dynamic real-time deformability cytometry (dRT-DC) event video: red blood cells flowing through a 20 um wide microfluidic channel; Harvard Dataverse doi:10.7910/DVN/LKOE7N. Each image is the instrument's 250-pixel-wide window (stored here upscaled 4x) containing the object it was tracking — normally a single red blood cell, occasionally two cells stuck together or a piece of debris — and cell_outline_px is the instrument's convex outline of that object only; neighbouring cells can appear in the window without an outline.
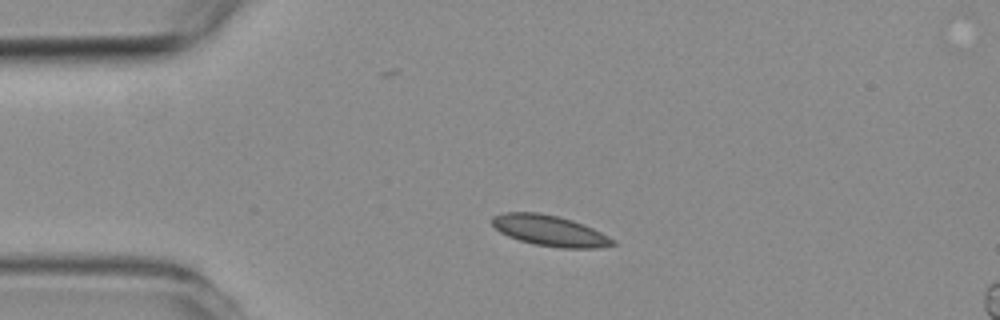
{"species": "common noctule bat (a hibernating species)", "species_latin": "Nyctalus noctula", "temperature_condition": "room temperature", "stored_images_in_passage": 3, "camera_frame_rate_fps": 3000, "um_per_image_px": 0.085, "animal": {"sex": "female", "body_mass_g": 19.3, "forearm_length_mm": 54.1}, "frame": {"image": 1, "passage_image": 1, "time_ms": 0.0, "image_size_px": [1000, 320], "cell_outline_px": [[616, 244], [596, 248], [560, 248], [536, 244], [520, 240], [508, 236], [500, 232], [492, 224], [492, 216], [504, 212], [540, 212], [572, 220], [584, 224], [616, 240]], "centroid_in_image_um": [46.73, 19.6], "position_along_channel_um": 38.3, "area_um2": 21.5}}